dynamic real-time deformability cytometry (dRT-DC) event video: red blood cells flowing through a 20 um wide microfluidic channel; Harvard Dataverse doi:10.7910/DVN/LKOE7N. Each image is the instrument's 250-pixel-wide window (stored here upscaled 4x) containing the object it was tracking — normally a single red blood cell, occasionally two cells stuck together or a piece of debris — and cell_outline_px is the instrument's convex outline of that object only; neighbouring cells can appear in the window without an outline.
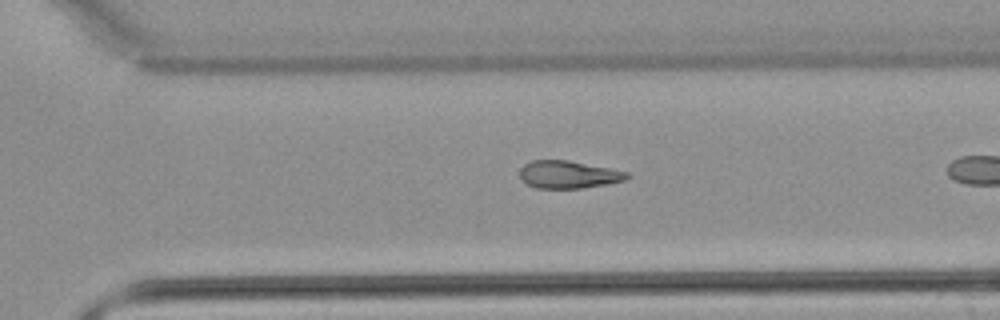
{"species": "common noctule bat (a hibernating species)", "species_latin": "Nyctalus noctula", "temperature_condition": "warm", "stored_images_in_passage": 26, "camera_frame_rate_fps": 3000, "um_per_image_px": 0.085, "animal": {"sex": "male", "body_mass_g": 21.5, "forearm_length_mm": 52.0}, "frame": {"image": 1, "passage_image": 22, "time_ms": 7.0, "image_size_px": [1000, 320], "cell_outline_px": [[632, 176], [624, 180], [608, 184], [580, 188], [536, 188], [524, 184], [520, 176], [520, 168], [524, 164], [532, 160], [568, 160], [628, 172]], "centroid_in_image_um": [48.29, 14.84], "position_along_channel_um": 322.3, "area_um2": 17.28}}